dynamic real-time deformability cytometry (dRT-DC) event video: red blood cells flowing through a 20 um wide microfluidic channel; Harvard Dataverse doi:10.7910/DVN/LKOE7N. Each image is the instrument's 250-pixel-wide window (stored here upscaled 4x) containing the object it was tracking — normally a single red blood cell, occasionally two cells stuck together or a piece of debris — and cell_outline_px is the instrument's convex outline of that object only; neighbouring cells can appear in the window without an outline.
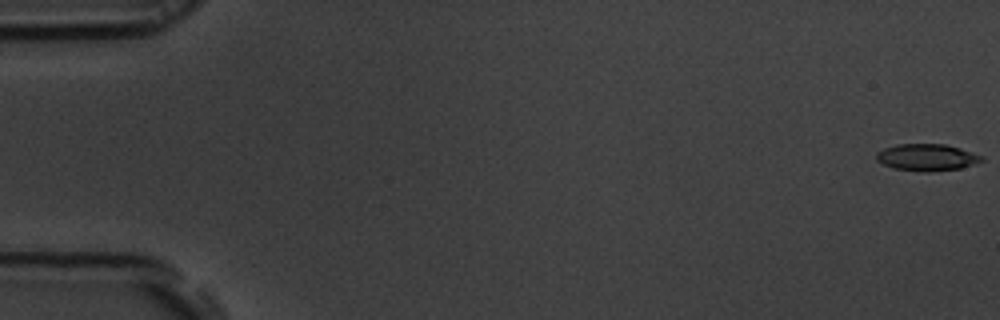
{"species": "common noctule bat (a hibernating species)", "species_latin": "Nyctalus noctula", "temperature_condition": "room temperature", "stored_images_in_passage": 56, "camera_frame_rate_fps": 3000, "um_per_image_px": 0.085, "animal": {"sex": "male", "body_mass_g": 19.5, "forearm_length_mm": 54.6}, "frame": {"image": 1, "passage_image": 1, "time_ms": 0.0, "image_size_px": [1000, 320], "cell_outline_px": [[984, 160], [976, 164], [960, 168], [928, 172], [924, 172], [892, 168], [876, 160], [876, 152], [884, 148], [896, 144], [944, 144], [960, 148], [984, 156]], "centroid_in_image_um": [78.79, 13.37], "position_along_channel_um": 6.2, "area_um2": 16.59}}
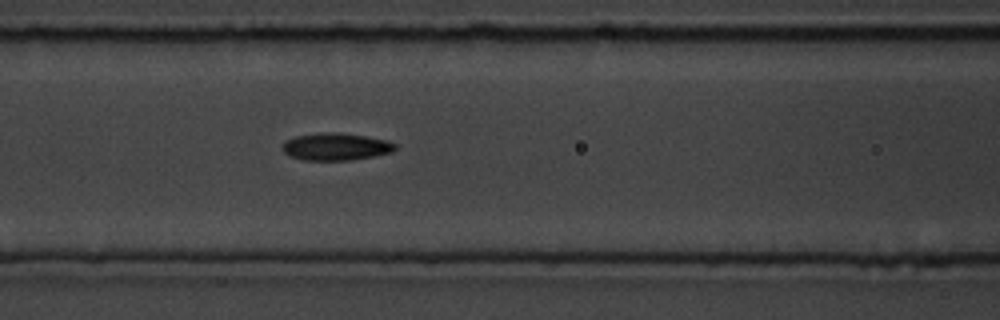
{"frame": {"image": 2, "passage_image": 24, "time_ms": 7.667, "image_size_px": [1000, 320], "cell_outline_px": [[396, 148], [392, 152], [376, 156], [352, 160], [304, 160], [288, 156], [280, 148], [284, 140], [296, 136], [332, 132], [340, 132], [388, 140], [396, 144]], "centroid_in_image_um": [28.53, 12.48], "position_along_channel_um": 138.1, "area_um2": 18.09}}
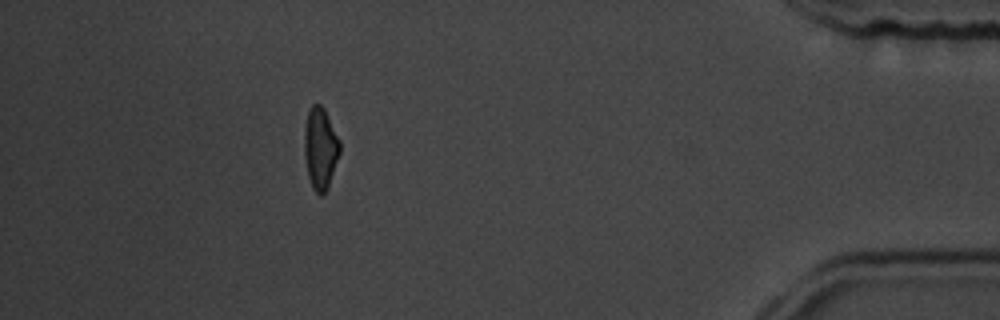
{"frame": {"image": 3, "passage_image": 50, "time_ms": 16.333, "image_size_px": [1000, 320], "cell_outline_px": [[340, 152], [328, 188], [320, 196], [312, 188], [308, 176], [304, 152], [304, 128], [308, 112], [312, 104], [320, 104], [324, 108], [340, 140]], "centroid_in_image_um": [27.23, 12.6], "position_along_channel_um": 408.0, "area_um2": 16.94}, "authors_computed_cell_mechanics": {"area_um2": 17.1955, "velocity_mm_per_s": 3.7384, "shape_relaxation_time_tau1_ms": 5.1481, "shape_relaxation_time_tau2_ms": 3.0586, "deformation_change_tau1": 0.1522, "deformation_change_tau2": 0.0988}}